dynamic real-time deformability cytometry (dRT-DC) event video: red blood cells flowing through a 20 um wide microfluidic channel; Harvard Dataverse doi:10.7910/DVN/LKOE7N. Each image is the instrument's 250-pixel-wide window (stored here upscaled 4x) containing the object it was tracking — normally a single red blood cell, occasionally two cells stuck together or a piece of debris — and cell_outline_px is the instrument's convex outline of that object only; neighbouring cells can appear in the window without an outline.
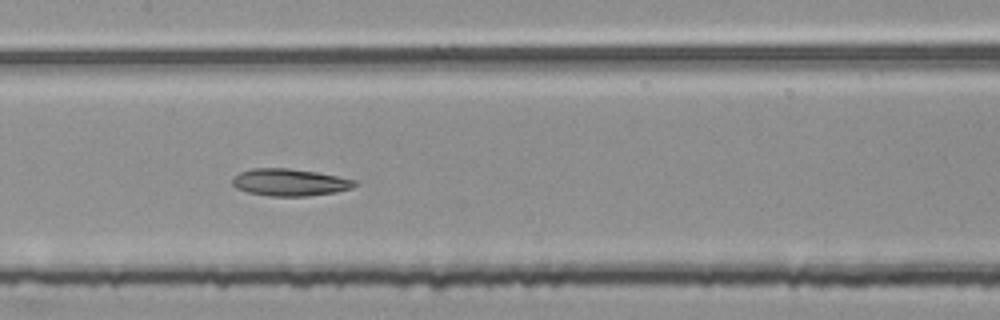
{"species": "common noctule bat (a hibernating species)", "species_latin": "Nyctalus noctula", "temperature_condition": "room temperature", "stored_images_in_passage": 54, "segment_of_instrument_passage": [2, 2], "camera_frame_rate_fps": 3000, "um_per_image_px": 0.085, "animal": {"sex": "female", "body_mass_g": 25.1}, "frame": {"image": 1, "passage_image": 27, "time_ms": 8.667, "image_size_px": [1000, 320], "cell_outline_px": [[356, 184], [352, 188], [336, 192], [308, 196], [268, 196], [248, 192], [236, 188], [232, 184], [232, 180], [240, 172], [252, 168], [288, 168], [316, 172], [356, 180]], "centroid_in_image_um": [24.62, 15.5], "position_along_channel_um": 182.8, "area_um2": 19.25}}
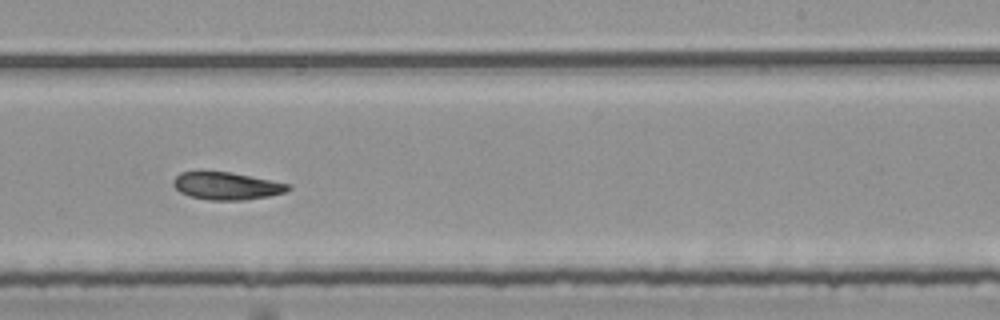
{"frame": {"image": 2, "passage_image": 34, "time_ms": 11.0, "image_size_px": [1000, 320], "cell_outline_px": [[292, 188], [284, 192], [268, 196], [244, 200], [208, 200], [188, 196], [180, 192], [172, 184], [172, 180], [180, 172], [228, 172], [292, 184]], "centroid_in_image_um": [19.25, 15.81], "position_along_channel_um": 269.7, "area_um2": 18.32}}
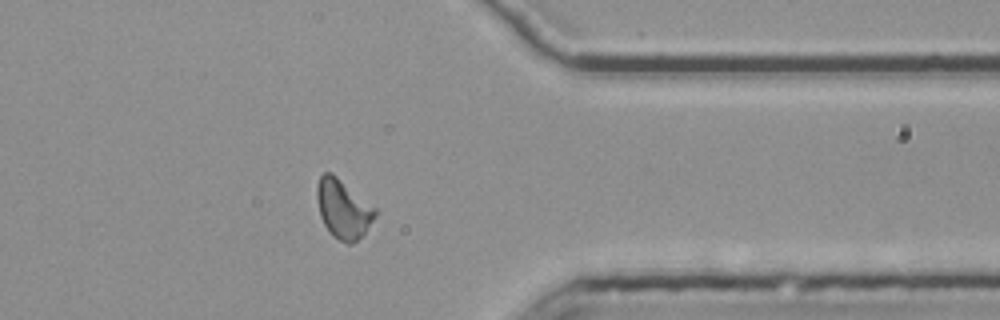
{"frame": {"image": 3, "passage_image": 44, "time_ms": 14.333, "image_size_px": [1000, 320], "cell_outline_px": [[376, 216], [364, 232], [352, 244], [348, 244], [332, 236], [324, 224], [320, 216], [316, 196], [316, 188], [320, 176], [324, 172], [332, 172], [376, 208]], "centroid_in_image_um": [29.15, 17.74], "position_along_channel_um": 382.3, "area_um2": 19.83}}